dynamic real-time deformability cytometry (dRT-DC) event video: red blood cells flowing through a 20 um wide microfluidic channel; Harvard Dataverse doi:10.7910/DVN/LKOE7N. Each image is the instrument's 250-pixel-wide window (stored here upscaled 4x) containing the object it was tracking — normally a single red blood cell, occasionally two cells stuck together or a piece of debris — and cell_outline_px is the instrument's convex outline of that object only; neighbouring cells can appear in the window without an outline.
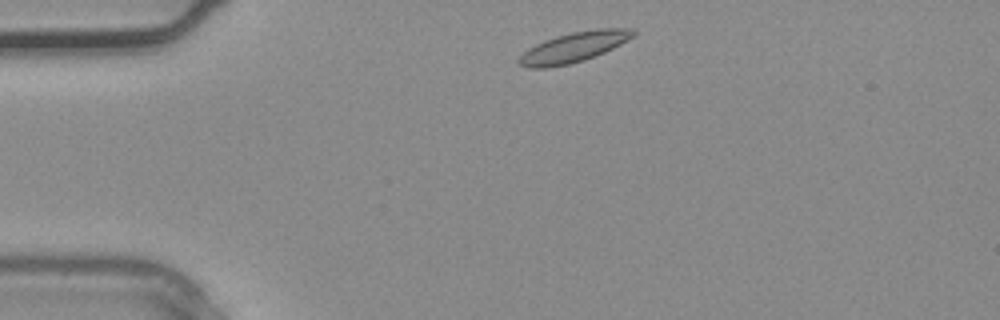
{"species": "common noctule bat (a hibernating species)", "species_latin": "Nyctalus noctula", "temperature_condition": "warm", "stored_images_in_passage": 30, "camera_frame_rate_fps": 3000, "um_per_image_px": 0.085, "animal": {"sex": "male", "body_mass_g": 20.4}, "frame": {"image": 1, "passage_image": 1, "time_ms": 0.0, "image_size_px": [1000, 320], "cell_outline_px": [[636, 32], [632, 36], [620, 44], [604, 52], [584, 60], [568, 64], [548, 68], [528, 68], [520, 64], [516, 60], [528, 48], [536, 44], [556, 36], [572, 32], [596, 28], [632, 28]], "centroid_in_image_um": [48.75, 4.01], "position_along_channel_um": 36.3, "area_um2": 19.83}}
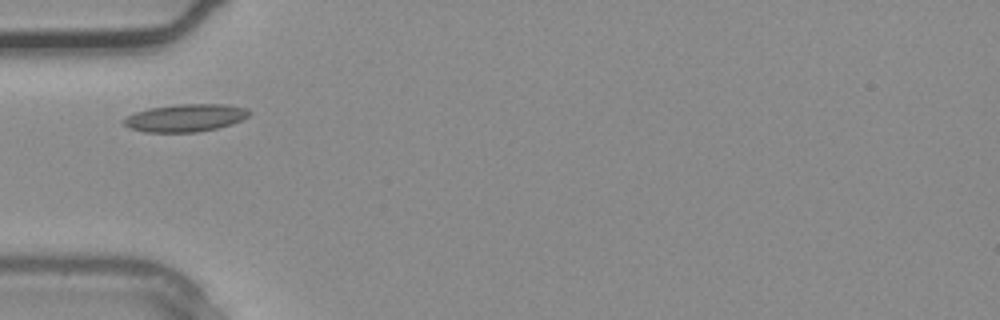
{"frame": {"image": 2, "passage_image": 5, "time_ms": 1.333, "image_size_px": [1000, 320], "cell_outline_px": [[252, 112], [248, 116], [232, 124], [216, 128], [196, 132], [144, 132], [128, 128], [120, 120], [136, 112], [148, 108], [176, 104], [228, 104], [248, 108]], "centroid_in_image_um": [15.76, 10.01], "position_along_channel_um": 69.2, "area_um2": 20.35}}